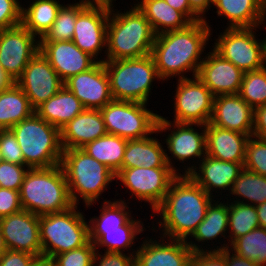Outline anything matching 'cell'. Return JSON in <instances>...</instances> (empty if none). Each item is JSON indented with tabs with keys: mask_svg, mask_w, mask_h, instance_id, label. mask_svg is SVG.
<instances>
[{
	"mask_svg": "<svg viewBox=\"0 0 266 266\" xmlns=\"http://www.w3.org/2000/svg\"><path fill=\"white\" fill-rule=\"evenodd\" d=\"M96 248L89 241L86 245L55 255L51 260L55 266H92Z\"/></svg>",
	"mask_w": 266,
	"mask_h": 266,
	"instance_id": "b9f144b4",
	"label": "cell"
},
{
	"mask_svg": "<svg viewBox=\"0 0 266 266\" xmlns=\"http://www.w3.org/2000/svg\"><path fill=\"white\" fill-rule=\"evenodd\" d=\"M15 83L23 90L34 109L64 86V82L40 50L31 58Z\"/></svg>",
	"mask_w": 266,
	"mask_h": 266,
	"instance_id": "9a60e30c",
	"label": "cell"
},
{
	"mask_svg": "<svg viewBox=\"0 0 266 266\" xmlns=\"http://www.w3.org/2000/svg\"><path fill=\"white\" fill-rule=\"evenodd\" d=\"M254 109L239 94L219 95L213 100L210 124L249 136L253 135Z\"/></svg>",
	"mask_w": 266,
	"mask_h": 266,
	"instance_id": "603a6c76",
	"label": "cell"
},
{
	"mask_svg": "<svg viewBox=\"0 0 266 266\" xmlns=\"http://www.w3.org/2000/svg\"><path fill=\"white\" fill-rule=\"evenodd\" d=\"M206 130V155L234 163H244L246 144L250 138L247 134L205 125Z\"/></svg>",
	"mask_w": 266,
	"mask_h": 266,
	"instance_id": "d4e9b609",
	"label": "cell"
},
{
	"mask_svg": "<svg viewBox=\"0 0 266 266\" xmlns=\"http://www.w3.org/2000/svg\"><path fill=\"white\" fill-rule=\"evenodd\" d=\"M146 231L141 219L131 218L125 225L112 230H89V241H91L95 248L104 247L106 252H127L135 255L138 249H133L136 235ZM107 247V248H106ZM131 248L133 252H129ZM127 250V251H124ZM134 253V254H133Z\"/></svg>",
	"mask_w": 266,
	"mask_h": 266,
	"instance_id": "f1b7e54d",
	"label": "cell"
},
{
	"mask_svg": "<svg viewBox=\"0 0 266 266\" xmlns=\"http://www.w3.org/2000/svg\"><path fill=\"white\" fill-rule=\"evenodd\" d=\"M228 220H229V211H228V201L222 203L220 200H214L208 207L204 220L198 225L196 231L193 233L191 238H195V241L187 240V245L192 249L193 252H202L209 251V248H202V242L212 241L220 237L223 239H228L226 237L228 233ZM201 242V245H198Z\"/></svg>",
	"mask_w": 266,
	"mask_h": 266,
	"instance_id": "4316f807",
	"label": "cell"
},
{
	"mask_svg": "<svg viewBox=\"0 0 266 266\" xmlns=\"http://www.w3.org/2000/svg\"><path fill=\"white\" fill-rule=\"evenodd\" d=\"M134 256L135 255L123 252H106V251L104 252L103 255H101L97 248L95 251V256L93 259L92 266H135Z\"/></svg>",
	"mask_w": 266,
	"mask_h": 266,
	"instance_id": "bcb514c9",
	"label": "cell"
},
{
	"mask_svg": "<svg viewBox=\"0 0 266 266\" xmlns=\"http://www.w3.org/2000/svg\"><path fill=\"white\" fill-rule=\"evenodd\" d=\"M189 266H227V263L220 251H202L193 253Z\"/></svg>",
	"mask_w": 266,
	"mask_h": 266,
	"instance_id": "681fc988",
	"label": "cell"
},
{
	"mask_svg": "<svg viewBox=\"0 0 266 266\" xmlns=\"http://www.w3.org/2000/svg\"><path fill=\"white\" fill-rule=\"evenodd\" d=\"M253 136L266 140V104L254 109Z\"/></svg>",
	"mask_w": 266,
	"mask_h": 266,
	"instance_id": "f907efd6",
	"label": "cell"
},
{
	"mask_svg": "<svg viewBox=\"0 0 266 266\" xmlns=\"http://www.w3.org/2000/svg\"><path fill=\"white\" fill-rule=\"evenodd\" d=\"M28 169L25 165H18L2 160L0 162V187L20 191Z\"/></svg>",
	"mask_w": 266,
	"mask_h": 266,
	"instance_id": "7bdbcfd3",
	"label": "cell"
},
{
	"mask_svg": "<svg viewBox=\"0 0 266 266\" xmlns=\"http://www.w3.org/2000/svg\"><path fill=\"white\" fill-rule=\"evenodd\" d=\"M14 83L13 79L6 73L0 64V92L7 90Z\"/></svg>",
	"mask_w": 266,
	"mask_h": 266,
	"instance_id": "11a10c76",
	"label": "cell"
},
{
	"mask_svg": "<svg viewBox=\"0 0 266 266\" xmlns=\"http://www.w3.org/2000/svg\"><path fill=\"white\" fill-rule=\"evenodd\" d=\"M243 165L249 171L266 176V140L250 136Z\"/></svg>",
	"mask_w": 266,
	"mask_h": 266,
	"instance_id": "60d3db41",
	"label": "cell"
},
{
	"mask_svg": "<svg viewBox=\"0 0 266 266\" xmlns=\"http://www.w3.org/2000/svg\"><path fill=\"white\" fill-rule=\"evenodd\" d=\"M77 207L39 216L42 258L52 259L89 242V223Z\"/></svg>",
	"mask_w": 266,
	"mask_h": 266,
	"instance_id": "ba28073f",
	"label": "cell"
},
{
	"mask_svg": "<svg viewBox=\"0 0 266 266\" xmlns=\"http://www.w3.org/2000/svg\"><path fill=\"white\" fill-rule=\"evenodd\" d=\"M77 16L78 2L63 5L52 27L40 39V42L72 41Z\"/></svg>",
	"mask_w": 266,
	"mask_h": 266,
	"instance_id": "f35d334b",
	"label": "cell"
},
{
	"mask_svg": "<svg viewBox=\"0 0 266 266\" xmlns=\"http://www.w3.org/2000/svg\"><path fill=\"white\" fill-rule=\"evenodd\" d=\"M227 201L229 203L228 234L230 235H227L228 238L230 237L229 244L226 242L221 246H216V249H213V247L210 248L209 251H221L224 248H229V245L236 238L246 235L255 228L260 227L255 206L237 202H230L228 199Z\"/></svg>",
	"mask_w": 266,
	"mask_h": 266,
	"instance_id": "e575fe53",
	"label": "cell"
},
{
	"mask_svg": "<svg viewBox=\"0 0 266 266\" xmlns=\"http://www.w3.org/2000/svg\"><path fill=\"white\" fill-rule=\"evenodd\" d=\"M32 266H54V262L47 258H38Z\"/></svg>",
	"mask_w": 266,
	"mask_h": 266,
	"instance_id": "680465c9",
	"label": "cell"
},
{
	"mask_svg": "<svg viewBox=\"0 0 266 266\" xmlns=\"http://www.w3.org/2000/svg\"><path fill=\"white\" fill-rule=\"evenodd\" d=\"M113 1L115 0H79L86 6H100L108 9H113Z\"/></svg>",
	"mask_w": 266,
	"mask_h": 266,
	"instance_id": "9f6ffc18",
	"label": "cell"
},
{
	"mask_svg": "<svg viewBox=\"0 0 266 266\" xmlns=\"http://www.w3.org/2000/svg\"><path fill=\"white\" fill-rule=\"evenodd\" d=\"M244 163H234L222 161L205 155L200 160L199 166L192 164L184 166V172L181 175H189L199 186H201L210 196L214 190L231 191L234 181L238 178L239 173L244 168ZM187 167V168H186ZM198 169V170H197Z\"/></svg>",
	"mask_w": 266,
	"mask_h": 266,
	"instance_id": "d6986e66",
	"label": "cell"
},
{
	"mask_svg": "<svg viewBox=\"0 0 266 266\" xmlns=\"http://www.w3.org/2000/svg\"><path fill=\"white\" fill-rule=\"evenodd\" d=\"M60 134L63 150L81 149L103 137L107 130L100 110L84 109L60 130Z\"/></svg>",
	"mask_w": 266,
	"mask_h": 266,
	"instance_id": "cb8c5ba5",
	"label": "cell"
},
{
	"mask_svg": "<svg viewBox=\"0 0 266 266\" xmlns=\"http://www.w3.org/2000/svg\"><path fill=\"white\" fill-rule=\"evenodd\" d=\"M63 3L58 0H35L27 8L22 6V25L40 40L52 27Z\"/></svg>",
	"mask_w": 266,
	"mask_h": 266,
	"instance_id": "d6a6232c",
	"label": "cell"
},
{
	"mask_svg": "<svg viewBox=\"0 0 266 266\" xmlns=\"http://www.w3.org/2000/svg\"><path fill=\"white\" fill-rule=\"evenodd\" d=\"M263 55H264V67L266 68V38H264L263 40Z\"/></svg>",
	"mask_w": 266,
	"mask_h": 266,
	"instance_id": "94428289",
	"label": "cell"
},
{
	"mask_svg": "<svg viewBox=\"0 0 266 266\" xmlns=\"http://www.w3.org/2000/svg\"><path fill=\"white\" fill-rule=\"evenodd\" d=\"M175 10L180 11L191 23L201 19L190 9L188 0H165Z\"/></svg>",
	"mask_w": 266,
	"mask_h": 266,
	"instance_id": "816d5d0a",
	"label": "cell"
},
{
	"mask_svg": "<svg viewBox=\"0 0 266 266\" xmlns=\"http://www.w3.org/2000/svg\"><path fill=\"white\" fill-rule=\"evenodd\" d=\"M179 175L171 167H134L122 168L116 179L130 190L137 200L148 202L155 211L163 202L171 183Z\"/></svg>",
	"mask_w": 266,
	"mask_h": 266,
	"instance_id": "8fae6325",
	"label": "cell"
},
{
	"mask_svg": "<svg viewBox=\"0 0 266 266\" xmlns=\"http://www.w3.org/2000/svg\"><path fill=\"white\" fill-rule=\"evenodd\" d=\"M131 7L124 13L110 9L104 52L106 58H99L100 62L137 59L151 54L156 35L135 3Z\"/></svg>",
	"mask_w": 266,
	"mask_h": 266,
	"instance_id": "3957f363",
	"label": "cell"
},
{
	"mask_svg": "<svg viewBox=\"0 0 266 266\" xmlns=\"http://www.w3.org/2000/svg\"><path fill=\"white\" fill-rule=\"evenodd\" d=\"M214 201L189 175H179L170 185L163 202L153 212L160 214L158 227L166 239L187 241L204 220Z\"/></svg>",
	"mask_w": 266,
	"mask_h": 266,
	"instance_id": "7a4b0ae2",
	"label": "cell"
},
{
	"mask_svg": "<svg viewBox=\"0 0 266 266\" xmlns=\"http://www.w3.org/2000/svg\"><path fill=\"white\" fill-rule=\"evenodd\" d=\"M192 78L177 81L172 122L206 125L213 113L214 95L197 76Z\"/></svg>",
	"mask_w": 266,
	"mask_h": 266,
	"instance_id": "4fadbf2b",
	"label": "cell"
},
{
	"mask_svg": "<svg viewBox=\"0 0 266 266\" xmlns=\"http://www.w3.org/2000/svg\"><path fill=\"white\" fill-rule=\"evenodd\" d=\"M40 50V40L22 24L0 30V64L15 82Z\"/></svg>",
	"mask_w": 266,
	"mask_h": 266,
	"instance_id": "5bb4252c",
	"label": "cell"
},
{
	"mask_svg": "<svg viewBox=\"0 0 266 266\" xmlns=\"http://www.w3.org/2000/svg\"><path fill=\"white\" fill-rule=\"evenodd\" d=\"M7 250L5 241H4V237L2 235V231L0 228V256Z\"/></svg>",
	"mask_w": 266,
	"mask_h": 266,
	"instance_id": "91938a15",
	"label": "cell"
},
{
	"mask_svg": "<svg viewBox=\"0 0 266 266\" xmlns=\"http://www.w3.org/2000/svg\"><path fill=\"white\" fill-rule=\"evenodd\" d=\"M158 140L151 135L142 139L128 140L122 168L170 167L166 162L165 149Z\"/></svg>",
	"mask_w": 266,
	"mask_h": 266,
	"instance_id": "f546056e",
	"label": "cell"
},
{
	"mask_svg": "<svg viewBox=\"0 0 266 266\" xmlns=\"http://www.w3.org/2000/svg\"><path fill=\"white\" fill-rule=\"evenodd\" d=\"M145 239L135 253V266H189L192 249L184 240ZM154 240V241H153ZM165 240V241H164ZM164 241V242H163ZM169 241V242H168Z\"/></svg>",
	"mask_w": 266,
	"mask_h": 266,
	"instance_id": "44dd1931",
	"label": "cell"
},
{
	"mask_svg": "<svg viewBox=\"0 0 266 266\" xmlns=\"http://www.w3.org/2000/svg\"><path fill=\"white\" fill-rule=\"evenodd\" d=\"M81 101L63 86L53 97L35 109V113L61 130L69 121L84 110Z\"/></svg>",
	"mask_w": 266,
	"mask_h": 266,
	"instance_id": "83f0119b",
	"label": "cell"
},
{
	"mask_svg": "<svg viewBox=\"0 0 266 266\" xmlns=\"http://www.w3.org/2000/svg\"><path fill=\"white\" fill-rule=\"evenodd\" d=\"M238 94L253 109L266 104V68L244 72Z\"/></svg>",
	"mask_w": 266,
	"mask_h": 266,
	"instance_id": "ab89813d",
	"label": "cell"
},
{
	"mask_svg": "<svg viewBox=\"0 0 266 266\" xmlns=\"http://www.w3.org/2000/svg\"><path fill=\"white\" fill-rule=\"evenodd\" d=\"M18 0H0V30L22 23V5Z\"/></svg>",
	"mask_w": 266,
	"mask_h": 266,
	"instance_id": "f6af8a7d",
	"label": "cell"
},
{
	"mask_svg": "<svg viewBox=\"0 0 266 266\" xmlns=\"http://www.w3.org/2000/svg\"><path fill=\"white\" fill-rule=\"evenodd\" d=\"M257 28L227 27L212 47L243 72L259 70L264 67V55L263 41L256 38Z\"/></svg>",
	"mask_w": 266,
	"mask_h": 266,
	"instance_id": "30bf717a",
	"label": "cell"
},
{
	"mask_svg": "<svg viewBox=\"0 0 266 266\" xmlns=\"http://www.w3.org/2000/svg\"><path fill=\"white\" fill-rule=\"evenodd\" d=\"M34 113L28 97L16 83L0 92V130L11 129Z\"/></svg>",
	"mask_w": 266,
	"mask_h": 266,
	"instance_id": "1f68e13d",
	"label": "cell"
},
{
	"mask_svg": "<svg viewBox=\"0 0 266 266\" xmlns=\"http://www.w3.org/2000/svg\"><path fill=\"white\" fill-rule=\"evenodd\" d=\"M113 100L148 104L152 82L161 81L151 55L104 61Z\"/></svg>",
	"mask_w": 266,
	"mask_h": 266,
	"instance_id": "52a82bcc",
	"label": "cell"
},
{
	"mask_svg": "<svg viewBox=\"0 0 266 266\" xmlns=\"http://www.w3.org/2000/svg\"><path fill=\"white\" fill-rule=\"evenodd\" d=\"M256 207L259 225L266 229V202L259 204Z\"/></svg>",
	"mask_w": 266,
	"mask_h": 266,
	"instance_id": "6f0895ef",
	"label": "cell"
},
{
	"mask_svg": "<svg viewBox=\"0 0 266 266\" xmlns=\"http://www.w3.org/2000/svg\"><path fill=\"white\" fill-rule=\"evenodd\" d=\"M23 210L20 192L0 187V218Z\"/></svg>",
	"mask_w": 266,
	"mask_h": 266,
	"instance_id": "7dc6e473",
	"label": "cell"
},
{
	"mask_svg": "<svg viewBox=\"0 0 266 266\" xmlns=\"http://www.w3.org/2000/svg\"><path fill=\"white\" fill-rule=\"evenodd\" d=\"M210 26L207 21L200 20L182 30L156 35L150 55L161 80L167 81L174 76L178 79L188 78L186 72H193L192 77L197 76L205 59L201 55L212 35Z\"/></svg>",
	"mask_w": 266,
	"mask_h": 266,
	"instance_id": "6da1fadb",
	"label": "cell"
},
{
	"mask_svg": "<svg viewBox=\"0 0 266 266\" xmlns=\"http://www.w3.org/2000/svg\"><path fill=\"white\" fill-rule=\"evenodd\" d=\"M190 9L205 22L207 21L205 18V12H208L211 4H213L214 0H188ZM204 16V17H203Z\"/></svg>",
	"mask_w": 266,
	"mask_h": 266,
	"instance_id": "db71d44e",
	"label": "cell"
},
{
	"mask_svg": "<svg viewBox=\"0 0 266 266\" xmlns=\"http://www.w3.org/2000/svg\"><path fill=\"white\" fill-rule=\"evenodd\" d=\"M8 250L23 251L42 258L39 216L27 210L0 218Z\"/></svg>",
	"mask_w": 266,
	"mask_h": 266,
	"instance_id": "e0dca14e",
	"label": "cell"
},
{
	"mask_svg": "<svg viewBox=\"0 0 266 266\" xmlns=\"http://www.w3.org/2000/svg\"><path fill=\"white\" fill-rule=\"evenodd\" d=\"M110 9L100 6H86L78 2V16L72 41L83 52L95 60L102 54L107 40Z\"/></svg>",
	"mask_w": 266,
	"mask_h": 266,
	"instance_id": "2e32d148",
	"label": "cell"
},
{
	"mask_svg": "<svg viewBox=\"0 0 266 266\" xmlns=\"http://www.w3.org/2000/svg\"><path fill=\"white\" fill-rule=\"evenodd\" d=\"M198 126L201 128L200 133L197 129L193 127ZM173 128V131L172 129ZM203 129V130H202ZM166 130L170 131L168 133L164 142L168 150H165L166 162L167 164L178 174L181 175L180 168L176 169L174 162L172 163V158L184 163L189 159L200 162V158L203 159L206 155V130L205 125L202 124H190V123H177L168 120L167 118L160 115L157 123L158 133L165 132ZM197 130V131H196ZM166 151L170 153L167 154ZM171 154L172 156H168ZM172 157V158H170ZM179 170V171H178Z\"/></svg>",
	"mask_w": 266,
	"mask_h": 266,
	"instance_id": "7c38bea8",
	"label": "cell"
},
{
	"mask_svg": "<svg viewBox=\"0 0 266 266\" xmlns=\"http://www.w3.org/2000/svg\"><path fill=\"white\" fill-rule=\"evenodd\" d=\"M40 52L63 82L100 62L80 50L73 41L40 42Z\"/></svg>",
	"mask_w": 266,
	"mask_h": 266,
	"instance_id": "7402d4cb",
	"label": "cell"
},
{
	"mask_svg": "<svg viewBox=\"0 0 266 266\" xmlns=\"http://www.w3.org/2000/svg\"><path fill=\"white\" fill-rule=\"evenodd\" d=\"M22 151L27 168H48L61 162L60 130L36 113L10 129Z\"/></svg>",
	"mask_w": 266,
	"mask_h": 266,
	"instance_id": "8992f818",
	"label": "cell"
},
{
	"mask_svg": "<svg viewBox=\"0 0 266 266\" xmlns=\"http://www.w3.org/2000/svg\"><path fill=\"white\" fill-rule=\"evenodd\" d=\"M128 208V209H127ZM100 215L89 220V230H112L125 225L132 218V211L125 200H105Z\"/></svg>",
	"mask_w": 266,
	"mask_h": 266,
	"instance_id": "74e56055",
	"label": "cell"
},
{
	"mask_svg": "<svg viewBox=\"0 0 266 266\" xmlns=\"http://www.w3.org/2000/svg\"><path fill=\"white\" fill-rule=\"evenodd\" d=\"M243 74L241 69L211 49L202 61L197 77L216 97L238 94Z\"/></svg>",
	"mask_w": 266,
	"mask_h": 266,
	"instance_id": "ffe728a7",
	"label": "cell"
},
{
	"mask_svg": "<svg viewBox=\"0 0 266 266\" xmlns=\"http://www.w3.org/2000/svg\"><path fill=\"white\" fill-rule=\"evenodd\" d=\"M60 165L74 205H79V199H83L87 208L93 206L110 182L116 179L110 168L82 149L63 150Z\"/></svg>",
	"mask_w": 266,
	"mask_h": 266,
	"instance_id": "5b68a950",
	"label": "cell"
},
{
	"mask_svg": "<svg viewBox=\"0 0 266 266\" xmlns=\"http://www.w3.org/2000/svg\"><path fill=\"white\" fill-rule=\"evenodd\" d=\"M218 16L227 18L228 28L260 27L266 21V0H214Z\"/></svg>",
	"mask_w": 266,
	"mask_h": 266,
	"instance_id": "484cf974",
	"label": "cell"
},
{
	"mask_svg": "<svg viewBox=\"0 0 266 266\" xmlns=\"http://www.w3.org/2000/svg\"><path fill=\"white\" fill-rule=\"evenodd\" d=\"M19 192L23 210L38 216L63 212L74 206L60 164L29 168Z\"/></svg>",
	"mask_w": 266,
	"mask_h": 266,
	"instance_id": "277c9868",
	"label": "cell"
},
{
	"mask_svg": "<svg viewBox=\"0 0 266 266\" xmlns=\"http://www.w3.org/2000/svg\"><path fill=\"white\" fill-rule=\"evenodd\" d=\"M108 134L127 140L146 138L157 133L160 115L147 108V104L112 100L100 109Z\"/></svg>",
	"mask_w": 266,
	"mask_h": 266,
	"instance_id": "9c48e42d",
	"label": "cell"
},
{
	"mask_svg": "<svg viewBox=\"0 0 266 266\" xmlns=\"http://www.w3.org/2000/svg\"><path fill=\"white\" fill-rule=\"evenodd\" d=\"M230 250L237 255L266 266V229L255 228L251 232L236 238L230 245Z\"/></svg>",
	"mask_w": 266,
	"mask_h": 266,
	"instance_id": "8d00e7d4",
	"label": "cell"
},
{
	"mask_svg": "<svg viewBox=\"0 0 266 266\" xmlns=\"http://www.w3.org/2000/svg\"><path fill=\"white\" fill-rule=\"evenodd\" d=\"M37 259L33 254L7 249L0 256V266H32Z\"/></svg>",
	"mask_w": 266,
	"mask_h": 266,
	"instance_id": "c3c4849f",
	"label": "cell"
},
{
	"mask_svg": "<svg viewBox=\"0 0 266 266\" xmlns=\"http://www.w3.org/2000/svg\"><path fill=\"white\" fill-rule=\"evenodd\" d=\"M127 141L125 138L107 133L103 137L87 143L81 149L117 174L122 169Z\"/></svg>",
	"mask_w": 266,
	"mask_h": 266,
	"instance_id": "836d02e7",
	"label": "cell"
},
{
	"mask_svg": "<svg viewBox=\"0 0 266 266\" xmlns=\"http://www.w3.org/2000/svg\"><path fill=\"white\" fill-rule=\"evenodd\" d=\"M226 257L227 266H259L257 263L243 258L236 253H232L230 248H224L220 251Z\"/></svg>",
	"mask_w": 266,
	"mask_h": 266,
	"instance_id": "f5cc1de1",
	"label": "cell"
},
{
	"mask_svg": "<svg viewBox=\"0 0 266 266\" xmlns=\"http://www.w3.org/2000/svg\"><path fill=\"white\" fill-rule=\"evenodd\" d=\"M0 154L3 161L25 165L19 143L10 129L0 130Z\"/></svg>",
	"mask_w": 266,
	"mask_h": 266,
	"instance_id": "ee69618b",
	"label": "cell"
},
{
	"mask_svg": "<svg viewBox=\"0 0 266 266\" xmlns=\"http://www.w3.org/2000/svg\"><path fill=\"white\" fill-rule=\"evenodd\" d=\"M64 86L73 92L85 109L100 110L113 100L104 62H97L88 71L70 77Z\"/></svg>",
	"mask_w": 266,
	"mask_h": 266,
	"instance_id": "ac0fdd59",
	"label": "cell"
},
{
	"mask_svg": "<svg viewBox=\"0 0 266 266\" xmlns=\"http://www.w3.org/2000/svg\"><path fill=\"white\" fill-rule=\"evenodd\" d=\"M230 195H232L231 197L234 195L235 198L238 196L236 200L231 198L234 200L232 202L242 204L257 206L266 202V176L243 168L238 178L234 181L229 195L227 194L226 196ZM239 198H242V200Z\"/></svg>",
	"mask_w": 266,
	"mask_h": 266,
	"instance_id": "d590c367",
	"label": "cell"
},
{
	"mask_svg": "<svg viewBox=\"0 0 266 266\" xmlns=\"http://www.w3.org/2000/svg\"><path fill=\"white\" fill-rule=\"evenodd\" d=\"M135 5L150 22L155 35L182 30L191 24L180 11L172 8L165 0H141Z\"/></svg>",
	"mask_w": 266,
	"mask_h": 266,
	"instance_id": "4dcf8cb0",
	"label": "cell"
}]
</instances>
